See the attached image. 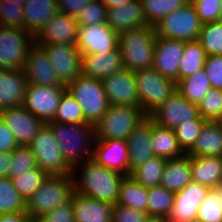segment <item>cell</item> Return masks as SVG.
I'll return each mask as SVG.
<instances>
[{
  "label": "cell",
  "instance_id": "obj_14",
  "mask_svg": "<svg viewBox=\"0 0 222 222\" xmlns=\"http://www.w3.org/2000/svg\"><path fill=\"white\" fill-rule=\"evenodd\" d=\"M109 105L139 107L134 72L121 69L102 80Z\"/></svg>",
  "mask_w": 222,
  "mask_h": 222
},
{
  "label": "cell",
  "instance_id": "obj_54",
  "mask_svg": "<svg viewBox=\"0 0 222 222\" xmlns=\"http://www.w3.org/2000/svg\"><path fill=\"white\" fill-rule=\"evenodd\" d=\"M12 160V151L0 152V178L8 177V170Z\"/></svg>",
  "mask_w": 222,
  "mask_h": 222
},
{
  "label": "cell",
  "instance_id": "obj_43",
  "mask_svg": "<svg viewBox=\"0 0 222 222\" xmlns=\"http://www.w3.org/2000/svg\"><path fill=\"white\" fill-rule=\"evenodd\" d=\"M219 199V186L211 188L198 208L197 218L202 222H222V209Z\"/></svg>",
  "mask_w": 222,
  "mask_h": 222
},
{
  "label": "cell",
  "instance_id": "obj_28",
  "mask_svg": "<svg viewBox=\"0 0 222 222\" xmlns=\"http://www.w3.org/2000/svg\"><path fill=\"white\" fill-rule=\"evenodd\" d=\"M192 181L210 189L222 186V156H190Z\"/></svg>",
  "mask_w": 222,
  "mask_h": 222
},
{
  "label": "cell",
  "instance_id": "obj_50",
  "mask_svg": "<svg viewBox=\"0 0 222 222\" xmlns=\"http://www.w3.org/2000/svg\"><path fill=\"white\" fill-rule=\"evenodd\" d=\"M204 70L212 88L222 89V55H210L205 60Z\"/></svg>",
  "mask_w": 222,
  "mask_h": 222
},
{
  "label": "cell",
  "instance_id": "obj_45",
  "mask_svg": "<svg viewBox=\"0 0 222 222\" xmlns=\"http://www.w3.org/2000/svg\"><path fill=\"white\" fill-rule=\"evenodd\" d=\"M198 109L203 119L216 121L222 115V89H210L201 99Z\"/></svg>",
  "mask_w": 222,
  "mask_h": 222
},
{
  "label": "cell",
  "instance_id": "obj_20",
  "mask_svg": "<svg viewBox=\"0 0 222 222\" xmlns=\"http://www.w3.org/2000/svg\"><path fill=\"white\" fill-rule=\"evenodd\" d=\"M92 158L110 170L129 176V150L126 140L95 139Z\"/></svg>",
  "mask_w": 222,
  "mask_h": 222
},
{
  "label": "cell",
  "instance_id": "obj_46",
  "mask_svg": "<svg viewBox=\"0 0 222 222\" xmlns=\"http://www.w3.org/2000/svg\"><path fill=\"white\" fill-rule=\"evenodd\" d=\"M106 20L107 7L101 2V0H91L76 17L79 27L94 25L97 23H106Z\"/></svg>",
  "mask_w": 222,
  "mask_h": 222
},
{
  "label": "cell",
  "instance_id": "obj_51",
  "mask_svg": "<svg viewBox=\"0 0 222 222\" xmlns=\"http://www.w3.org/2000/svg\"><path fill=\"white\" fill-rule=\"evenodd\" d=\"M36 222H75L72 200L41 215Z\"/></svg>",
  "mask_w": 222,
  "mask_h": 222
},
{
  "label": "cell",
  "instance_id": "obj_56",
  "mask_svg": "<svg viewBox=\"0 0 222 222\" xmlns=\"http://www.w3.org/2000/svg\"><path fill=\"white\" fill-rule=\"evenodd\" d=\"M130 0H101V2L107 7V8H113L122 4L127 3Z\"/></svg>",
  "mask_w": 222,
  "mask_h": 222
},
{
  "label": "cell",
  "instance_id": "obj_13",
  "mask_svg": "<svg viewBox=\"0 0 222 222\" xmlns=\"http://www.w3.org/2000/svg\"><path fill=\"white\" fill-rule=\"evenodd\" d=\"M76 47L81 54L103 55L119 47V34L114 32L107 23L82 26L78 29Z\"/></svg>",
  "mask_w": 222,
  "mask_h": 222
},
{
  "label": "cell",
  "instance_id": "obj_4",
  "mask_svg": "<svg viewBox=\"0 0 222 222\" xmlns=\"http://www.w3.org/2000/svg\"><path fill=\"white\" fill-rule=\"evenodd\" d=\"M72 175H48L42 186L26 202L30 220L56 209L69 201L74 194Z\"/></svg>",
  "mask_w": 222,
  "mask_h": 222
},
{
  "label": "cell",
  "instance_id": "obj_42",
  "mask_svg": "<svg viewBox=\"0 0 222 222\" xmlns=\"http://www.w3.org/2000/svg\"><path fill=\"white\" fill-rule=\"evenodd\" d=\"M207 120L184 121L174 132L180 148L187 154L195 145L203 125Z\"/></svg>",
  "mask_w": 222,
  "mask_h": 222
},
{
  "label": "cell",
  "instance_id": "obj_1",
  "mask_svg": "<svg viewBox=\"0 0 222 222\" xmlns=\"http://www.w3.org/2000/svg\"><path fill=\"white\" fill-rule=\"evenodd\" d=\"M77 170H80L78 175H76ZM71 175L75 192L113 205L117 202L120 184L125 177L102 166L93 158L76 164L72 168Z\"/></svg>",
  "mask_w": 222,
  "mask_h": 222
},
{
  "label": "cell",
  "instance_id": "obj_40",
  "mask_svg": "<svg viewBox=\"0 0 222 222\" xmlns=\"http://www.w3.org/2000/svg\"><path fill=\"white\" fill-rule=\"evenodd\" d=\"M53 121L63 124L88 123L85 121L80 105L67 90L61 96L60 105Z\"/></svg>",
  "mask_w": 222,
  "mask_h": 222
},
{
  "label": "cell",
  "instance_id": "obj_59",
  "mask_svg": "<svg viewBox=\"0 0 222 222\" xmlns=\"http://www.w3.org/2000/svg\"><path fill=\"white\" fill-rule=\"evenodd\" d=\"M146 222H160V217H149Z\"/></svg>",
  "mask_w": 222,
  "mask_h": 222
},
{
  "label": "cell",
  "instance_id": "obj_16",
  "mask_svg": "<svg viewBox=\"0 0 222 222\" xmlns=\"http://www.w3.org/2000/svg\"><path fill=\"white\" fill-rule=\"evenodd\" d=\"M185 41L156 36L153 68L162 76L179 82V66Z\"/></svg>",
  "mask_w": 222,
  "mask_h": 222
},
{
  "label": "cell",
  "instance_id": "obj_25",
  "mask_svg": "<svg viewBox=\"0 0 222 222\" xmlns=\"http://www.w3.org/2000/svg\"><path fill=\"white\" fill-rule=\"evenodd\" d=\"M123 68L119 47L115 51L103 55L99 53L82 54L81 73L85 76L103 80Z\"/></svg>",
  "mask_w": 222,
  "mask_h": 222
},
{
  "label": "cell",
  "instance_id": "obj_31",
  "mask_svg": "<svg viewBox=\"0 0 222 222\" xmlns=\"http://www.w3.org/2000/svg\"><path fill=\"white\" fill-rule=\"evenodd\" d=\"M151 147L155 156L166 160L178 159L185 155L178 144L174 130L158 125L153 120Z\"/></svg>",
  "mask_w": 222,
  "mask_h": 222
},
{
  "label": "cell",
  "instance_id": "obj_26",
  "mask_svg": "<svg viewBox=\"0 0 222 222\" xmlns=\"http://www.w3.org/2000/svg\"><path fill=\"white\" fill-rule=\"evenodd\" d=\"M72 204L75 222H102L112 220L113 204L74 192Z\"/></svg>",
  "mask_w": 222,
  "mask_h": 222
},
{
  "label": "cell",
  "instance_id": "obj_27",
  "mask_svg": "<svg viewBox=\"0 0 222 222\" xmlns=\"http://www.w3.org/2000/svg\"><path fill=\"white\" fill-rule=\"evenodd\" d=\"M25 30L34 36L59 12L57 0H27L23 6Z\"/></svg>",
  "mask_w": 222,
  "mask_h": 222
},
{
  "label": "cell",
  "instance_id": "obj_55",
  "mask_svg": "<svg viewBox=\"0 0 222 222\" xmlns=\"http://www.w3.org/2000/svg\"><path fill=\"white\" fill-rule=\"evenodd\" d=\"M30 217L27 212L11 214H0V222H29Z\"/></svg>",
  "mask_w": 222,
  "mask_h": 222
},
{
  "label": "cell",
  "instance_id": "obj_3",
  "mask_svg": "<svg viewBox=\"0 0 222 222\" xmlns=\"http://www.w3.org/2000/svg\"><path fill=\"white\" fill-rule=\"evenodd\" d=\"M155 39V26L150 24L120 33L119 50L123 67L132 72L152 68Z\"/></svg>",
  "mask_w": 222,
  "mask_h": 222
},
{
  "label": "cell",
  "instance_id": "obj_58",
  "mask_svg": "<svg viewBox=\"0 0 222 222\" xmlns=\"http://www.w3.org/2000/svg\"><path fill=\"white\" fill-rule=\"evenodd\" d=\"M2 2H13V3H20L22 6L25 5L27 0H1Z\"/></svg>",
  "mask_w": 222,
  "mask_h": 222
},
{
  "label": "cell",
  "instance_id": "obj_29",
  "mask_svg": "<svg viewBox=\"0 0 222 222\" xmlns=\"http://www.w3.org/2000/svg\"><path fill=\"white\" fill-rule=\"evenodd\" d=\"M192 181L190 156L167 160L160 185L174 193L183 190Z\"/></svg>",
  "mask_w": 222,
  "mask_h": 222
},
{
  "label": "cell",
  "instance_id": "obj_6",
  "mask_svg": "<svg viewBox=\"0 0 222 222\" xmlns=\"http://www.w3.org/2000/svg\"><path fill=\"white\" fill-rule=\"evenodd\" d=\"M146 117L140 107L110 105L95 125V139L127 140Z\"/></svg>",
  "mask_w": 222,
  "mask_h": 222
},
{
  "label": "cell",
  "instance_id": "obj_66",
  "mask_svg": "<svg viewBox=\"0 0 222 222\" xmlns=\"http://www.w3.org/2000/svg\"><path fill=\"white\" fill-rule=\"evenodd\" d=\"M219 22L222 24V15L220 16Z\"/></svg>",
  "mask_w": 222,
  "mask_h": 222
},
{
  "label": "cell",
  "instance_id": "obj_57",
  "mask_svg": "<svg viewBox=\"0 0 222 222\" xmlns=\"http://www.w3.org/2000/svg\"><path fill=\"white\" fill-rule=\"evenodd\" d=\"M160 222H180V221L172 219L170 216H161Z\"/></svg>",
  "mask_w": 222,
  "mask_h": 222
},
{
  "label": "cell",
  "instance_id": "obj_23",
  "mask_svg": "<svg viewBox=\"0 0 222 222\" xmlns=\"http://www.w3.org/2000/svg\"><path fill=\"white\" fill-rule=\"evenodd\" d=\"M107 25L116 33L149 25L144 16L141 0L107 8Z\"/></svg>",
  "mask_w": 222,
  "mask_h": 222
},
{
  "label": "cell",
  "instance_id": "obj_61",
  "mask_svg": "<svg viewBox=\"0 0 222 222\" xmlns=\"http://www.w3.org/2000/svg\"><path fill=\"white\" fill-rule=\"evenodd\" d=\"M219 196H220V204H221V209H222V186H219Z\"/></svg>",
  "mask_w": 222,
  "mask_h": 222
},
{
  "label": "cell",
  "instance_id": "obj_8",
  "mask_svg": "<svg viewBox=\"0 0 222 222\" xmlns=\"http://www.w3.org/2000/svg\"><path fill=\"white\" fill-rule=\"evenodd\" d=\"M202 23L191 1L163 17L155 25L156 36L182 40L185 42L199 39Z\"/></svg>",
  "mask_w": 222,
  "mask_h": 222
},
{
  "label": "cell",
  "instance_id": "obj_39",
  "mask_svg": "<svg viewBox=\"0 0 222 222\" xmlns=\"http://www.w3.org/2000/svg\"><path fill=\"white\" fill-rule=\"evenodd\" d=\"M190 0H141L144 16L150 25H156L163 17L184 6Z\"/></svg>",
  "mask_w": 222,
  "mask_h": 222
},
{
  "label": "cell",
  "instance_id": "obj_35",
  "mask_svg": "<svg viewBox=\"0 0 222 222\" xmlns=\"http://www.w3.org/2000/svg\"><path fill=\"white\" fill-rule=\"evenodd\" d=\"M166 162V159L154 156L135 168L130 176L145 188L158 186L161 183Z\"/></svg>",
  "mask_w": 222,
  "mask_h": 222
},
{
  "label": "cell",
  "instance_id": "obj_18",
  "mask_svg": "<svg viewBox=\"0 0 222 222\" xmlns=\"http://www.w3.org/2000/svg\"><path fill=\"white\" fill-rule=\"evenodd\" d=\"M0 117L13 133L17 143L28 146L45 123L27 111L23 105L0 112Z\"/></svg>",
  "mask_w": 222,
  "mask_h": 222
},
{
  "label": "cell",
  "instance_id": "obj_53",
  "mask_svg": "<svg viewBox=\"0 0 222 222\" xmlns=\"http://www.w3.org/2000/svg\"><path fill=\"white\" fill-rule=\"evenodd\" d=\"M19 144L0 117V152L13 151Z\"/></svg>",
  "mask_w": 222,
  "mask_h": 222
},
{
  "label": "cell",
  "instance_id": "obj_19",
  "mask_svg": "<svg viewBox=\"0 0 222 222\" xmlns=\"http://www.w3.org/2000/svg\"><path fill=\"white\" fill-rule=\"evenodd\" d=\"M23 72L28 84L42 86L64 85L58 79L47 52L37 44H34L30 48Z\"/></svg>",
  "mask_w": 222,
  "mask_h": 222
},
{
  "label": "cell",
  "instance_id": "obj_11",
  "mask_svg": "<svg viewBox=\"0 0 222 222\" xmlns=\"http://www.w3.org/2000/svg\"><path fill=\"white\" fill-rule=\"evenodd\" d=\"M66 85L27 84L23 107L45 124L54 120Z\"/></svg>",
  "mask_w": 222,
  "mask_h": 222
},
{
  "label": "cell",
  "instance_id": "obj_60",
  "mask_svg": "<svg viewBox=\"0 0 222 222\" xmlns=\"http://www.w3.org/2000/svg\"><path fill=\"white\" fill-rule=\"evenodd\" d=\"M222 130V115L215 121Z\"/></svg>",
  "mask_w": 222,
  "mask_h": 222
},
{
  "label": "cell",
  "instance_id": "obj_33",
  "mask_svg": "<svg viewBox=\"0 0 222 222\" xmlns=\"http://www.w3.org/2000/svg\"><path fill=\"white\" fill-rule=\"evenodd\" d=\"M177 90L192 104L198 105L203 96L212 89L204 68L176 84Z\"/></svg>",
  "mask_w": 222,
  "mask_h": 222
},
{
  "label": "cell",
  "instance_id": "obj_5",
  "mask_svg": "<svg viewBox=\"0 0 222 222\" xmlns=\"http://www.w3.org/2000/svg\"><path fill=\"white\" fill-rule=\"evenodd\" d=\"M66 90L80 105L85 121L93 125H96L110 106L102 80L81 73L66 85Z\"/></svg>",
  "mask_w": 222,
  "mask_h": 222
},
{
  "label": "cell",
  "instance_id": "obj_62",
  "mask_svg": "<svg viewBox=\"0 0 222 222\" xmlns=\"http://www.w3.org/2000/svg\"><path fill=\"white\" fill-rule=\"evenodd\" d=\"M186 222H202V221L199 220L198 218H196V219H193V220H188V221H186Z\"/></svg>",
  "mask_w": 222,
  "mask_h": 222
},
{
  "label": "cell",
  "instance_id": "obj_41",
  "mask_svg": "<svg viewBox=\"0 0 222 222\" xmlns=\"http://www.w3.org/2000/svg\"><path fill=\"white\" fill-rule=\"evenodd\" d=\"M198 41L207 56L222 55V24L219 21L202 24Z\"/></svg>",
  "mask_w": 222,
  "mask_h": 222
},
{
  "label": "cell",
  "instance_id": "obj_64",
  "mask_svg": "<svg viewBox=\"0 0 222 222\" xmlns=\"http://www.w3.org/2000/svg\"><path fill=\"white\" fill-rule=\"evenodd\" d=\"M221 1V6H220V12H221V15H222V0Z\"/></svg>",
  "mask_w": 222,
  "mask_h": 222
},
{
  "label": "cell",
  "instance_id": "obj_44",
  "mask_svg": "<svg viewBox=\"0 0 222 222\" xmlns=\"http://www.w3.org/2000/svg\"><path fill=\"white\" fill-rule=\"evenodd\" d=\"M8 170V177L14 178L37 167L36 159L29 146L19 145L12 151V160Z\"/></svg>",
  "mask_w": 222,
  "mask_h": 222
},
{
  "label": "cell",
  "instance_id": "obj_32",
  "mask_svg": "<svg viewBox=\"0 0 222 222\" xmlns=\"http://www.w3.org/2000/svg\"><path fill=\"white\" fill-rule=\"evenodd\" d=\"M148 188L135 181L131 176H125L120 184L116 204L147 212Z\"/></svg>",
  "mask_w": 222,
  "mask_h": 222
},
{
  "label": "cell",
  "instance_id": "obj_2",
  "mask_svg": "<svg viewBox=\"0 0 222 222\" xmlns=\"http://www.w3.org/2000/svg\"><path fill=\"white\" fill-rule=\"evenodd\" d=\"M66 163L73 168L76 164L91 159L95 141V125L91 123L63 124L47 123Z\"/></svg>",
  "mask_w": 222,
  "mask_h": 222
},
{
  "label": "cell",
  "instance_id": "obj_15",
  "mask_svg": "<svg viewBox=\"0 0 222 222\" xmlns=\"http://www.w3.org/2000/svg\"><path fill=\"white\" fill-rule=\"evenodd\" d=\"M79 25L76 18L58 12L34 36L37 45H72L76 46Z\"/></svg>",
  "mask_w": 222,
  "mask_h": 222
},
{
  "label": "cell",
  "instance_id": "obj_38",
  "mask_svg": "<svg viewBox=\"0 0 222 222\" xmlns=\"http://www.w3.org/2000/svg\"><path fill=\"white\" fill-rule=\"evenodd\" d=\"M26 212V202L9 177L0 178V214Z\"/></svg>",
  "mask_w": 222,
  "mask_h": 222
},
{
  "label": "cell",
  "instance_id": "obj_9",
  "mask_svg": "<svg viewBox=\"0 0 222 222\" xmlns=\"http://www.w3.org/2000/svg\"><path fill=\"white\" fill-rule=\"evenodd\" d=\"M37 167L48 175H70L72 168L64 160L51 128L45 124L28 145Z\"/></svg>",
  "mask_w": 222,
  "mask_h": 222
},
{
  "label": "cell",
  "instance_id": "obj_63",
  "mask_svg": "<svg viewBox=\"0 0 222 222\" xmlns=\"http://www.w3.org/2000/svg\"><path fill=\"white\" fill-rule=\"evenodd\" d=\"M2 70H4V67H3V65H2V63L0 61V71H2Z\"/></svg>",
  "mask_w": 222,
  "mask_h": 222
},
{
  "label": "cell",
  "instance_id": "obj_34",
  "mask_svg": "<svg viewBox=\"0 0 222 222\" xmlns=\"http://www.w3.org/2000/svg\"><path fill=\"white\" fill-rule=\"evenodd\" d=\"M207 54L198 40L185 42L179 66V81L204 68Z\"/></svg>",
  "mask_w": 222,
  "mask_h": 222
},
{
  "label": "cell",
  "instance_id": "obj_17",
  "mask_svg": "<svg viewBox=\"0 0 222 222\" xmlns=\"http://www.w3.org/2000/svg\"><path fill=\"white\" fill-rule=\"evenodd\" d=\"M38 46L45 49L58 79L64 85L72 82L81 74L82 54L76 46L62 44Z\"/></svg>",
  "mask_w": 222,
  "mask_h": 222
},
{
  "label": "cell",
  "instance_id": "obj_37",
  "mask_svg": "<svg viewBox=\"0 0 222 222\" xmlns=\"http://www.w3.org/2000/svg\"><path fill=\"white\" fill-rule=\"evenodd\" d=\"M48 174L36 167L26 172H23L17 177L10 178L13 186L18 191V194L25 202L42 186V183L47 178Z\"/></svg>",
  "mask_w": 222,
  "mask_h": 222
},
{
  "label": "cell",
  "instance_id": "obj_12",
  "mask_svg": "<svg viewBox=\"0 0 222 222\" xmlns=\"http://www.w3.org/2000/svg\"><path fill=\"white\" fill-rule=\"evenodd\" d=\"M149 117L158 125L175 130L184 121L205 120L198 105L189 102L177 89Z\"/></svg>",
  "mask_w": 222,
  "mask_h": 222
},
{
  "label": "cell",
  "instance_id": "obj_22",
  "mask_svg": "<svg viewBox=\"0 0 222 222\" xmlns=\"http://www.w3.org/2000/svg\"><path fill=\"white\" fill-rule=\"evenodd\" d=\"M152 119L147 116L127 138L129 176L131 172L155 156L151 147Z\"/></svg>",
  "mask_w": 222,
  "mask_h": 222
},
{
  "label": "cell",
  "instance_id": "obj_30",
  "mask_svg": "<svg viewBox=\"0 0 222 222\" xmlns=\"http://www.w3.org/2000/svg\"><path fill=\"white\" fill-rule=\"evenodd\" d=\"M189 156H222V130L215 121H207L196 140Z\"/></svg>",
  "mask_w": 222,
  "mask_h": 222
},
{
  "label": "cell",
  "instance_id": "obj_65",
  "mask_svg": "<svg viewBox=\"0 0 222 222\" xmlns=\"http://www.w3.org/2000/svg\"><path fill=\"white\" fill-rule=\"evenodd\" d=\"M102 222H112V220H102Z\"/></svg>",
  "mask_w": 222,
  "mask_h": 222
},
{
  "label": "cell",
  "instance_id": "obj_47",
  "mask_svg": "<svg viewBox=\"0 0 222 222\" xmlns=\"http://www.w3.org/2000/svg\"><path fill=\"white\" fill-rule=\"evenodd\" d=\"M0 26L25 30L23 6L20 3L0 0Z\"/></svg>",
  "mask_w": 222,
  "mask_h": 222
},
{
  "label": "cell",
  "instance_id": "obj_48",
  "mask_svg": "<svg viewBox=\"0 0 222 222\" xmlns=\"http://www.w3.org/2000/svg\"><path fill=\"white\" fill-rule=\"evenodd\" d=\"M202 24L219 21L220 0H190Z\"/></svg>",
  "mask_w": 222,
  "mask_h": 222
},
{
  "label": "cell",
  "instance_id": "obj_7",
  "mask_svg": "<svg viewBox=\"0 0 222 222\" xmlns=\"http://www.w3.org/2000/svg\"><path fill=\"white\" fill-rule=\"evenodd\" d=\"M139 96V107L146 116L164 103L177 89L176 82L162 76L153 67L134 72Z\"/></svg>",
  "mask_w": 222,
  "mask_h": 222
},
{
  "label": "cell",
  "instance_id": "obj_24",
  "mask_svg": "<svg viewBox=\"0 0 222 222\" xmlns=\"http://www.w3.org/2000/svg\"><path fill=\"white\" fill-rule=\"evenodd\" d=\"M27 84L23 70L0 71V112L24 104Z\"/></svg>",
  "mask_w": 222,
  "mask_h": 222
},
{
  "label": "cell",
  "instance_id": "obj_10",
  "mask_svg": "<svg viewBox=\"0 0 222 222\" xmlns=\"http://www.w3.org/2000/svg\"><path fill=\"white\" fill-rule=\"evenodd\" d=\"M34 35L20 28L0 26V61L4 69L23 70Z\"/></svg>",
  "mask_w": 222,
  "mask_h": 222
},
{
  "label": "cell",
  "instance_id": "obj_36",
  "mask_svg": "<svg viewBox=\"0 0 222 222\" xmlns=\"http://www.w3.org/2000/svg\"><path fill=\"white\" fill-rule=\"evenodd\" d=\"M174 198L175 193L161 185L148 188L147 214L150 217L169 216Z\"/></svg>",
  "mask_w": 222,
  "mask_h": 222
},
{
  "label": "cell",
  "instance_id": "obj_21",
  "mask_svg": "<svg viewBox=\"0 0 222 222\" xmlns=\"http://www.w3.org/2000/svg\"><path fill=\"white\" fill-rule=\"evenodd\" d=\"M209 191L208 186L191 181L183 190L175 193L169 216L180 222L196 219L198 208Z\"/></svg>",
  "mask_w": 222,
  "mask_h": 222
},
{
  "label": "cell",
  "instance_id": "obj_52",
  "mask_svg": "<svg viewBox=\"0 0 222 222\" xmlns=\"http://www.w3.org/2000/svg\"><path fill=\"white\" fill-rule=\"evenodd\" d=\"M91 0H57L59 12L77 17Z\"/></svg>",
  "mask_w": 222,
  "mask_h": 222
},
{
  "label": "cell",
  "instance_id": "obj_49",
  "mask_svg": "<svg viewBox=\"0 0 222 222\" xmlns=\"http://www.w3.org/2000/svg\"><path fill=\"white\" fill-rule=\"evenodd\" d=\"M149 217L147 212L119 204L112 208V222H146Z\"/></svg>",
  "mask_w": 222,
  "mask_h": 222
}]
</instances>
